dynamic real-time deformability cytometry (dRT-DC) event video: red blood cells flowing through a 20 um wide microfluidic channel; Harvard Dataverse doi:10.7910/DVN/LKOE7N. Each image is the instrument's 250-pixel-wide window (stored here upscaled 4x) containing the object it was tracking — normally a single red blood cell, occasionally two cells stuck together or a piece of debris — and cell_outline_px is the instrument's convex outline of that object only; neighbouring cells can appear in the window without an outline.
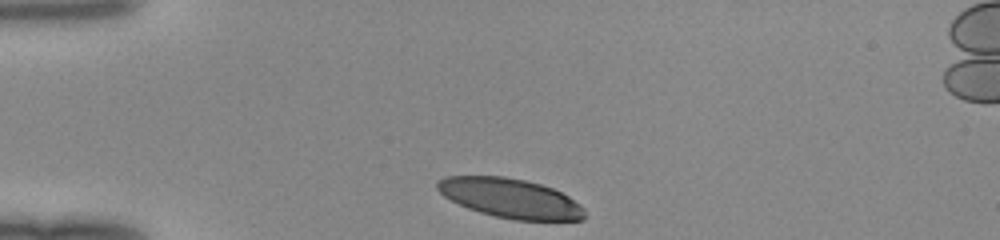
{"species": "human", "species_latin": "Homo sapiens", "temperature_condition": "room temperature", "stored_images_in_passage": 30, "camera_frame_rate_fps": 3000, "um_per_image_px": 0.085, "donor": {"sex": "female"}, "frame": {"image": 1, "passage_image": 1, "time_ms": 0.0, "image_size_px": [1000, 240], "cell_outline_px": [[584, 220], [512, 220], [480, 212], [468, 208], [444, 196], [436, 188], [436, 184], [444, 176], [504, 176], [524, 180], [540, 184], [552, 188], [568, 196], [584, 208]], "centroid_in_image_um": [43.37, 16.84], "position_along_channel_um": 41.6, "area_um2": 33.58}}
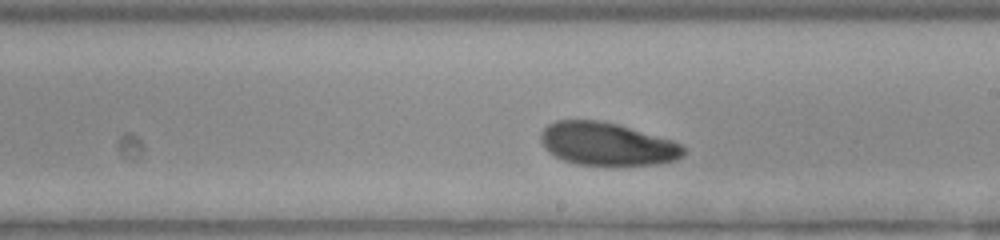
{"frame": {"image": 2, "passage_image": 18, "time_ms": 5.667, "image_size_px": [1000, 240], "cell_outline_px": [[684, 156], [676, 160], [656, 164], [576, 164], [564, 160], [548, 152], [544, 148], [540, 140], [540, 132], [548, 124], [556, 120], [600, 120], [616, 124], [672, 140], [680, 144], [684, 148]], "centroid_in_image_um": [51.56, 12.22], "position_along_channel_um": 237.4, "area_um2": 35.37}}
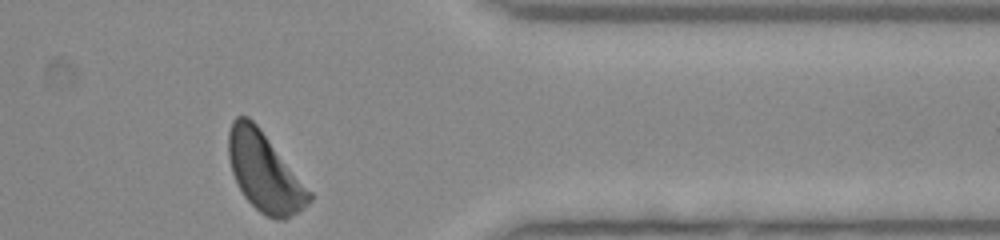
{"frame": {"image": 3, "passage_image": 30, "time_ms": 9.667, "image_size_px": [1000, 240], "cell_outline_px": [[312, 200], [304, 208], [284, 220], [276, 220], [260, 212], [244, 196], [232, 172], [228, 156], [228, 132], [232, 120], [236, 116], [248, 116], [260, 128], [312, 192]], "centroid_in_image_um": [22.48, 14.62], "position_along_channel_um": 388.9, "area_um2": 36.88}}